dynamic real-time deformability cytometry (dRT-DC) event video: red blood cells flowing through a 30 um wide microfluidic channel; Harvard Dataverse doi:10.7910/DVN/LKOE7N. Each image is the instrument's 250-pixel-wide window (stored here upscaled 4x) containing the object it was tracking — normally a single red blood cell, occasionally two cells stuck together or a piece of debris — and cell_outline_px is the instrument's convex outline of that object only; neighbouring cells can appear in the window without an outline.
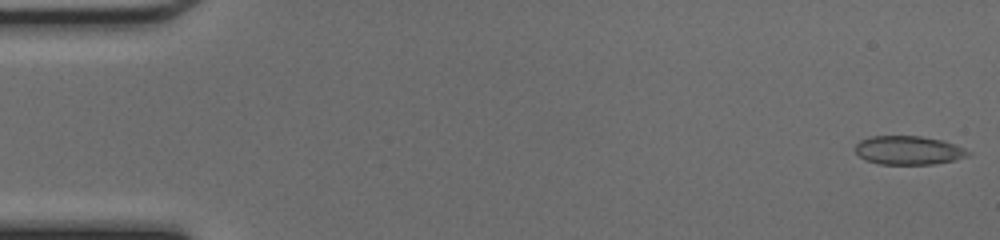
{"species": "common noctule bat (a hibernating species)", "species_latin": "Nyctalus noctula", "temperature_condition": "cold", "stored_images_in_passage": 24, "camera_frame_rate_fps": 3000, "um_per_image_px": 0.085, "animal": {"sex": "female", "body_mass_g": 17.0, "forearm_length_mm": 48.0}, "frame": {"image": 1, "passage_image": 1, "time_ms": 0.0, "image_size_px": [1000, 240], "cell_outline_px": [[972, 156], [932, 164], [880, 164], [864, 160], [856, 152], [856, 144], [860, 140], [872, 136], [920, 136], [944, 140], [964, 148], [972, 152]], "centroid_in_image_um": [77.25, 12.77], "position_along_channel_um": 7.7, "area_um2": 18.96}}
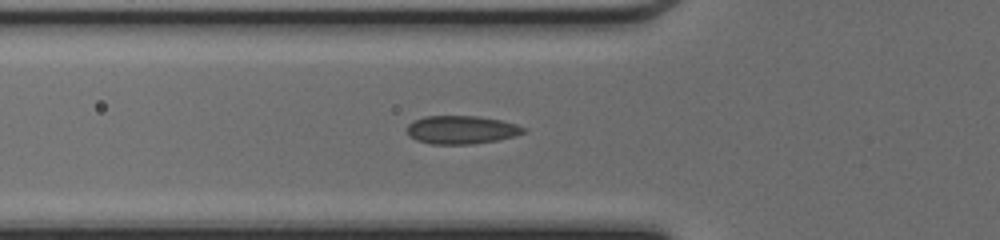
{"frame": {"image": 2, "passage_image": 17, "time_ms": 5.333, "image_size_px": [1000, 240], "cell_outline_px": [[528, 132], [516, 136], [500, 140], [472, 144], [432, 144], [416, 140], [408, 136], [408, 124], [412, 120], [424, 116], [480, 116], [500, 120], [516, 124], [528, 128]], "centroid_in_image_um": [39.27, 11.03], "position_along_channel_um": 86.5, "area_um2": 19.54}}
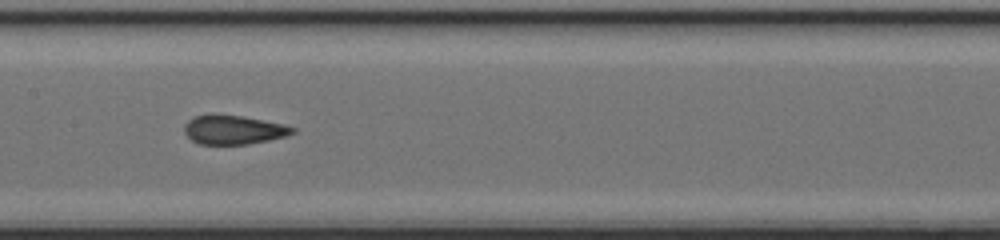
{"frame": {"image": 3, "passage_image": 24, "time_ms": 7.667, "image_size_px": [1000, 240], "cell_outline_px": [[296, 132], [288, 136], [248, 144], [200, 144], [192, 140], [184, 132], [184, 124], [188, 120], [196, 116], [212, 112], [244, 116], [284, 124], [296, 128]], "centroid_in_image_um": [19.85, 11.0], "position_along_channel_um": 187.5, "area_um2": 18.73}}